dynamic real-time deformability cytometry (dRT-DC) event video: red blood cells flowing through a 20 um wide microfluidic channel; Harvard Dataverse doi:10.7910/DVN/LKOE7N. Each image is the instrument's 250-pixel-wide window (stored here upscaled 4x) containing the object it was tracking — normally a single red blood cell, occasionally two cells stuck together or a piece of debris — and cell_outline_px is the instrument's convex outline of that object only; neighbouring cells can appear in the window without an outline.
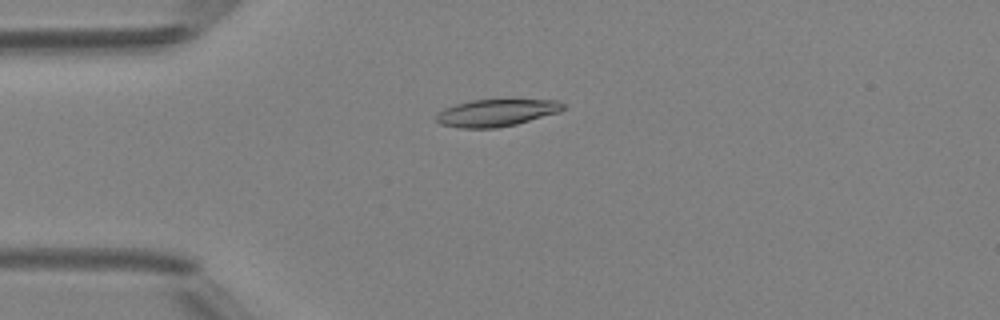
{"species": "Egyptian fruit bat (a non-hibernating species)", "species_latin": "Rousettus aegyptiacus", "temperature_condition": "room temperature", "stored_images_in_passage": 42, "camera_frame_rate_fps": 3000, "um_per_image_px": 0.085, "animal": {"sex": "female"}, "frame": {"image": 1, "passage_image": 6, "time_ms": 1.667, "image_size_px": [1000, 320], "cell_outline_px": [[564, 108], [560, 112], [516, 124], [496, 128], [456, 128], [440, 124], [436, 120], [436, 116], [444, 108], [456, 104], [472, 100], [560, 100], [564, 104]], "centroid_in_image_um": [42.19, 9.59], "position_along_channel_um": 42.8, "area_um2": 20.0}}
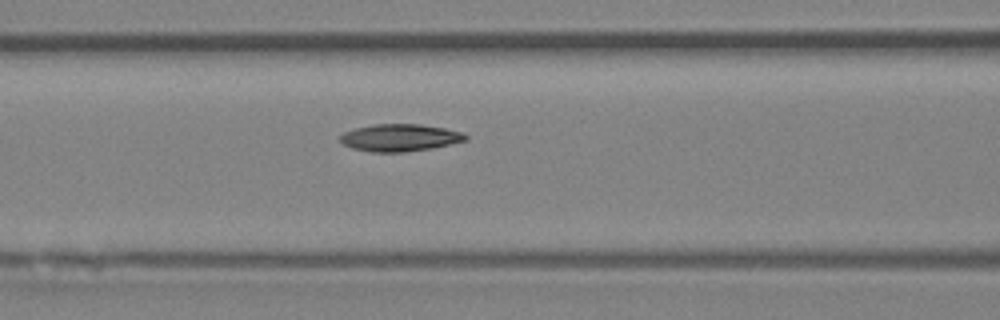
{"frame": {"image": 2, "passage_image": 14, "time_ms": 4.333, "image_size_px": [1000, 320], "cell_outline_px": [[468, 140], [432, 148], [404, 152], [372, 152], [352, 148], [344, 144], [340, 140], [340, 136], [344, 132], [356, 128], [376, 124], [420, 124], [444, 128], [464, 132], [468, 136]], "centroid_in_image_um": [34.02, 11.7], "position_along_channel_um": 132.6, "area_um2": 19.88}}
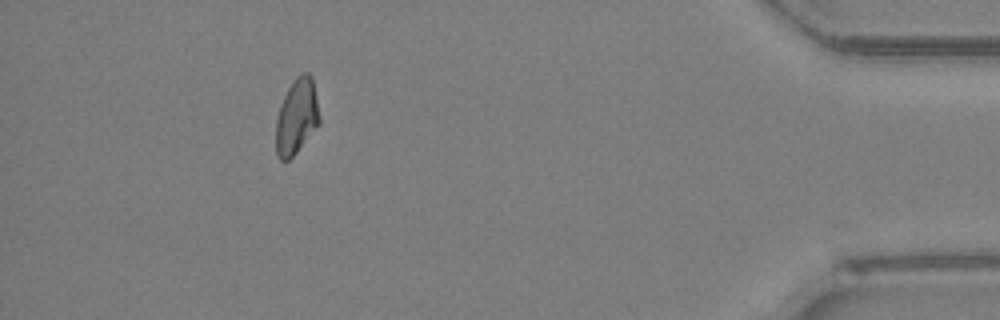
{"frame": {"image": 3, "passage_image": 38, "time_ms": 12.333, "image_size_px": [1000, 320], "cell_outline_px": [[320, 124], [296, 152], [288, 160], [280, 160], [276, 156], [276, 120], [280, 104], [292, 80], [300, 72], [308, 72], [312, 76], [320, 116]], "centroid_in_image_um": [25.22, 9.88], "position_along_channel_um": 410.0, "area_um2": 19.31}, "authors_computed_cell_mechanics": {"area_um2": 19.4208, "velocity_mm_per_s": 4.2006, "shape_relaxation_time_tau1_ms": 2.7518, "shape_relaxation_time_tau2_ms": null, "deformation_change_tau1": 0.1232, "deformation_change_tau2": null}}